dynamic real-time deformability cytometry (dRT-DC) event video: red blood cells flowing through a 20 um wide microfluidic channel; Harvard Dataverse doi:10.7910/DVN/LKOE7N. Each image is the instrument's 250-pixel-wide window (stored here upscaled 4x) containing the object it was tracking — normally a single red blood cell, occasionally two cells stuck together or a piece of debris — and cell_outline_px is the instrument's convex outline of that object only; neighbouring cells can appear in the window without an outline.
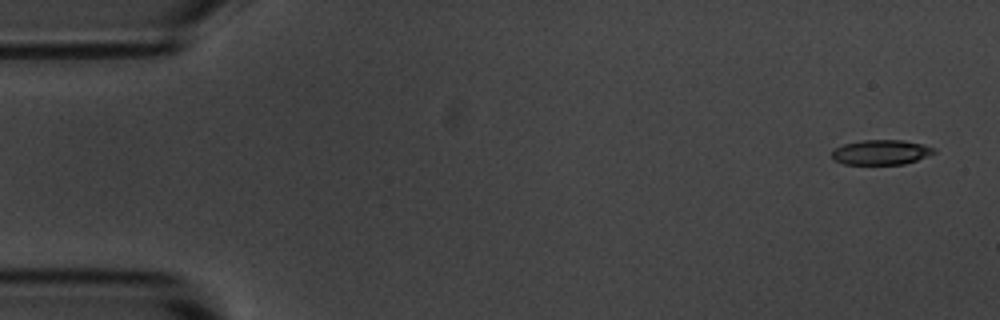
{"species": "common noctule bat (a hibernating species)", "species_latin": "Nyctalus noctula", "temperature_condition": "room temperature", "stored_images_in_passage": 5, "camera_frame_rate_fps": 3000, "um_per_image_px": 0.085, "animal": {"sex": "male", "body_mass_g": 20.1, "forearm_length_mm": 53.5}, "frame": {"image": 1, "passage_image": 1, "time_ms": 0.0, "image_size_px": [1000, 320], "cell_outline_px": [[936, 152], [916, 160], [904, 164], [844, 164], [832, 160], [832, 152], [836, 148], [844, 144], [864, 140], [904, 140], [936, 148]], "centroid_in_image_um": [74.88, 12.94], "position_along_channel_um": 10.1, "area_um2": 14.68}}
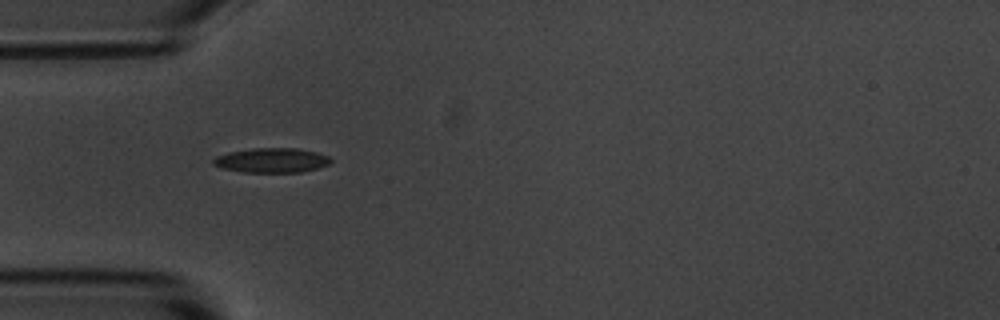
{"frame": {"image": 2, "passage_image": 4, "time_ms": 4.667, "image_size_px": [1000, 320], "cell_outline_px": [[332, 160], [328, 164], [316, 168], [300, 172], [244, 172], [220, 168], [212, 164], [212, 160], [216, 156], [228, 152], [252, 148], [296, 148], [316, 152], [328, 156]], "centroid_in_image_um": [23.04, 13.62], "position_along_channel_um": 62.0, "area_um2": 16.82}}